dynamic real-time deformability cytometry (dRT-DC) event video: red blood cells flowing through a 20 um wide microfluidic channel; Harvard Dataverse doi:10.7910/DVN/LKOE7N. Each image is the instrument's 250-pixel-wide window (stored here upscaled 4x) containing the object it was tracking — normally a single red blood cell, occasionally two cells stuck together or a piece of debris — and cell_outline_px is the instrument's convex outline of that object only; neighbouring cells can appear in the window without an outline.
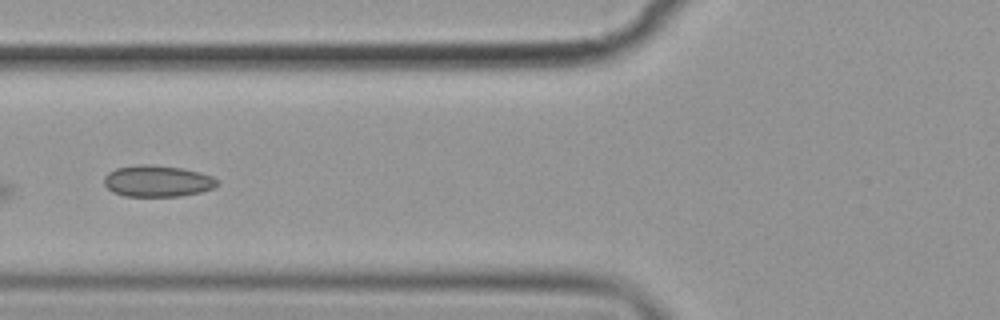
{"species": "common noctule bat (a hibernating species)", "species_latin": "Nyctalus noctula", "temperature_condition": "cold", "stored_images_in_passage": 5, "camera_frame_rate_fps": 3000, "um_per_image_px": 0.085, "animal": {"sex": "female", "body_mass_g": 19.9}, "frame": {"image": 1, "passage_image": 4, "time_ms": 3.333, "image_size_px": [1000, 320], "cell_outline_px": [[216, 184], [212, 188], [200, 192], [180, 196], [124, 196], [112, 192], [104, 184], [104, 176], [108, 172], [116, 168], [140, 164], [152, 164], [180, 168], [200, 172], [212, 176], [216, 180]], "centroid_in_image_um": [13.33, 15.39], "position_along_channel_um": 112.5, "area_um2": 20.63}}
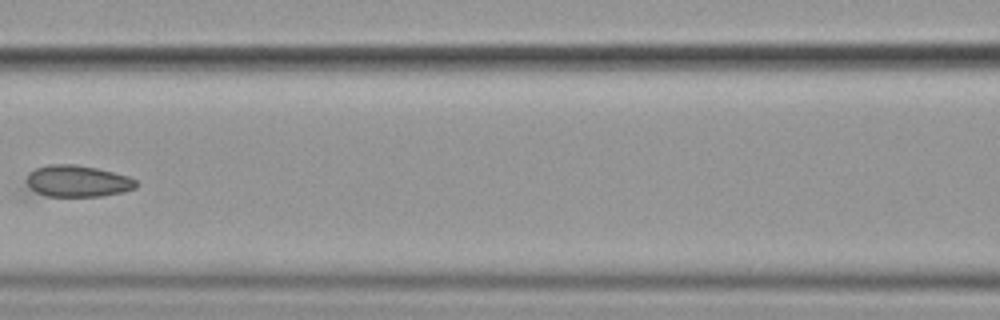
{"frame": {"image": 2, "passage_image": 5, "time_ms": 4.667, "image_size_px": [1000, 320], "cell_outline_px": [[140, 184], [136, 188], [124, 192], [100, 196], [24, 196], [24, 180], [28, 172], [36, 168], [48, 164], [76, 164], [96, 168], [128, 176], [136, 180]], "centroid_in_image_um": [6.41, 15.43], "position_along_channel_um": 160.2, "area_um2": 21.33}}